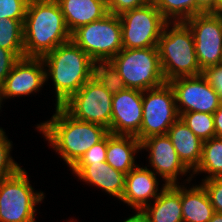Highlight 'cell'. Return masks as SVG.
<instances>
[{
    "label": "cell",
    "mask_w": 222,
    "mask_h": 222,
    "mask_svg": "<svg viewBox=\"0 0 222 222\" xmlns=\"http://www.w3.org/2000/svg\"><path fill=\"white\" fill-rule=\"evenodd\" d=\"M202 75L222 101V63L206 67L202 70Z\"/></svg>",
    "instance_id": "obj_32"
},
{
    "label": "cell",
    "mask_w": 222,
    "mask_h": 222,
    "mask_svg": "<svg viewBox=\"0 0 222 222\" xmlns=\"http://www.w3.org/2000/svg\"><path fill=\"white\" fill-rule=\"evenodd\" d=\"M29 0H0V18L25 19Z\"/></svg>",
    "instance_id": "obj_29"
},
{
    "label": "cell",
    "mask_w": 222,
    "mask_h": 222,
    "mask_svg": "<svg viewBox=\"0 0 222 222\" xmlns=\"http://www.w3.org/2000/svg\"><path fill=\"white\" fill-rule=\"evenodd\" d=\"M150 169L139 164L125 175V190L121 201L131 206V209H144L152 203L167 185L163 183L159 190V179ZM153 199V200H152Z\"/></svg>",
    "instance_id": "obj_16"
},
{
    "label": "cell",
    "mask_w": 222,
    "mask_h": 222,
    "mask_svg": "<svg viewBox=\"0 0 222 222\" xmlns=\"http://www.w3.org/2000/svg\"><path fill=\"white\" fill-rule=\"evenodd\" d=\"M192 31L197 62L201 70L222 63V17L211 12L184 21Z\"/></svg>",
    "instance_id": "obj_11"
},
{
    "label": "cell",
    "mask_w": 222,
    "mask_h": 222,
    "mask_svg": "<svg viewBox=\"0 0 222 222\" xmlns=\"http://www.w3.org/2000/svg\"><path fill=\"white\" fill-rule=\"evenodd\" d=\"M93 76L112 94L126 89L123 78L110 61H95Z\"/></svg>",
    "instance_id": "obj_26"
},
{
    "label": "cell",
    "mask_w": 222,
    "mask_h": 222,
    "mask_svg": "<svg viewBox=\"0 0 222 222\" xmlns=\"http://www.w3.org/2000/svg\"><path fill=\"white\" fill-rule=\"evenodd\" d=\"M141 151V142L132 135L108 133L106 162L116 170L127 174L138 164L135 155Z\"/></svg>",
    "instance_id": "obj_22"
},
{
    "label": "cell",
    "mask_w": 222,
    "mask_h": 222,
    "mask_svg": "<svg viewBox=\"0 0 222 222\" xmlns=\"http://www.w3.org/2000/svg\"><path fill=\"white\" fill-rule=\"evenodd\" d=\"M208 12L216 14V0H197V14Z\"/></svg>",
    "instance_id": "obj_35"
},
{
    "label": "cell",
    "mask_w": 222,
    "mask_h": 222,
    "mask_svg": "<svg viewBox=\"0 0 222 222\" xmlns=\"http://www.w3.org/2000/svg\"><path fill=\"white\" fill-rule=\"evenodd\" d=\"M2 102H3V100H2V94H1V88H0V110H1V107H2L1 105H3Z\"/></svg>",
    "instance_id": "obj_40"
},
{
    "label": "cell",
    "mask_w": 222,
    "mask_h": 222,
    "mask_svg": "<svg viewBox=\"0 0 222 222\" xmlns=\"http://www.w3.org/2000/svg\"><path fill=\"white\" fill-rule=\"evenodd\" d=\"M46 82L52 80L56 104L61 106L93 76L94 61L72 40L41 57Z\"/></svg>",
    "instance_id": "obj_3"
},
{
    "label": "cell",
    "mask_w": 222,
    "mask_h": 222,
    "mask_svg": "<svg viewBox=\"0 0 222 222\" xmlns=\"http://www.w3.org/2000/svg\"><path fill=\"white\" fill-rule=\"evenodd\" d=\"M143 91L126 88L112 97V116L109 133L136 136L143 117Z\"/></svg>",
    "instance_id": "obj_15"
},
{
    "label": "cell",
    "mask_w": 222,
    "mask_h": 222,
    "mask_svg": "<svg viewBox=\"0 0 222 222\" xmlns=\"http://www.w3.org/2000/svg\"><path fill=\"white\" fill-rule=\"evenodd\" d=\"M69 170L83 182L102 189L108 195L121 200L125 190V175L106 161L92 164H74Z\"/></svg>",
    "instance_id": "obj_17"
},
{
    "label": "cell",
    "mask_w": 222,
    "mask_h": 222,
    "mask_svg": "<svg viewBox=\"0 0 222 222\" xmlns=\"http://www.w3.org/2000/svg\"><path fill=\"white\" fill-rule=\"evenodd\" d=\"M153 202L143 209L150 222H183L179 183L166 185Z\"/></svg>",
    "instance_id": "obj_21"
},
{
    "label": "cell",
    "mask_w": 222,
    "mask_h": 222,
    "mask_svg": "<svg viewBox=\"0 0 222 222\" xmlns=\"http://www.w3.org/2000/svg\"><path fill=\"white\" fill-rule=\"evenodd\" d=\"M44 198V192H35L28 173L20 168L0 179V222H36V204Z\"/></svg>",
    "instance_id": "obj_6"
},
{
    "label": "cell",
    "mask_w": 222,
    "mask_h": 222,
    "mask_svg": "<svg viewBox=\"0 0 222 222\" xmlns=\"http://www.w3.org/2000/svg\"><path fill=\"white\" fill-rule=\"evenodd\" d=\"M23 33L25 57L41 58L71 40L56 0H29Z\"/></svg>",
    "instance_id": "obj_2"
},
{
    "label": "cell",
    "mask_w": 222,
    "mask_h": 222,
    "mask_svg": "<svg viewBox=\"0 0 222 222\" xmlns=\"http://www.w3.org/2000/svg\"><path fill=\"white\" fill-rule=\"evenodd\" d=\"M208 222H222V213L215 212Z\"/></svg>",
    "instance_id": "obj_38"
},
{
    "label": "cell",
    "mask_w": 222,
    "mask_h": 222,
    "mask_svg": "<svg viewBox=\"0 0 222 222\" xmlns=\"http://www.w3.org/2000/svg\"><path fill=\"white\" fill-rule=\"evenodd\" d=\"M215 124V137L222 138V102L219 108L213 113Z\"/></svg>",
    "instance_id": "obj_36"
},
{
    "label": "cell",
    "mask_w": 222,
    "mask_h": 222,
    "mask_svg": "<svg viewBox=\"0 0 222 222\" xmlns=\"http://www.w3.org/2000/svg\"><path fill=\"white\" fill-rule=\"evenodd\" d=\"M191 173L192 178L200 173L208 174L202 180L222 178V138L212 137L203 141L200 163Z\"/></svg>",
    "instance_id": "obj_23"
},
{
    "label": "cell",
    "mask_w": 222,
    "mask_h": 222,
    "mask_svg": "<svg viewBox=\"0 0 222 222\" xmlns=\"http://www.w3.org/2000/svg\"><path fill=\"white\" fill-rule=\"evenodd\" d=\"M110 62L123 78L126 88L145 91L166 83L158 47L122 49Z\"/></svg>",
    "instance_id": "obj_5"
},
{
    "label": "cell",
    "mask_w": 222,
    "mask_h": 222,
    "mask_svg": "<svg viewBox=\"0 0 222 222\" xmlns=\"http://www.w3.org/2000/svg\"><path fill=\"white\" fill-rule=\"evenodd\" d=\"M148 0H106L108 13L120 15L145 5Z\"/></svg>",
    "instance_id": "obj_33"
},
{
    "label": "cell",
    "mask_w": 222,
    "mask_h": 222,
    "mask_svg": "<svg viewBox=\"0 0 222 222\" xmlns=\"http://www.w3.org/2000/svg\"><path fill=\"white\" fill-rule=\"evenodd\" d=\"M18 60L19 58L12 51L0 47V86Z\"/></svg>",
    "instance_id": "obj_34"
},
{
    "label": "cell",
    "mask_w": 222,
    "mask_h": 222,
    "mask_svg": "<svg viewBox=\"0 0 222 222\" xmlns=\"http://www.w3.org/2000/svg\"><path fill=\"white\" fill-rule=\"evenodd\" d=\"M222 13V0H216V14Z\"/></svg>",
    "instance_id": "obj_39"
},
{
    "label": "cell",
    "mask_w": 222,
    "mask_h": 222,
    "mask_svg": "<svg viewBox=\"0 0 222 222\" xmlns=\"http://www.w3.org/2000/svg\"><path fill=\"white\" fill-rule=\"evenodd\" d=\"M157 47L166 82L202 74L196 58L192 31L184 21L167 22Z\"/></svg>",
    "instance_id": "obj_4"
},
{
    "label": "cell",
    "mask_w": 222,
    "mask_h": 222,
    "mask_svg": "<svg viewBox=\"0 0 222 222\" xmlns=\"http://www.w3.org/2000/svg\"><path fill=\"white\" fill-rule=\"evenodd\" d=\"M206 189L215 212L222 213V178H211L200 182Z\"/></svg>",
    "instance_id": "obj_31"
},
{
    "label": "cell",
    "mask_w": 222,
    "mask_h": 222,
    "mask_svg": "<svg viewBox=\"0 0 222 222\" xmlns=\"http://www.w3.org/2000/svg\"><path fill=\"white\" fill-rule=\"evenodd\" d=\"M108 134L97 144L93 145L75 164H92L105 162L107 155Z\"/></svg>",
    "instance_id": "obj_30"
},
{
    "label": "cell",
    "mask_w": 222,
    "mask_h": 222,
    "mask_svg": "<svg viewBox=\"0 0 222 222\" xmlns=\"http://www.w3.org/2000/svg\"><path fill=\"white\" fill-rule=\"evenodd\" d=\"M123 49L157 47L161 33L168 22L153 1L119 15Z\"/></svg>",
    "instance_id": "obj_8"
},
{
    "label": "cell",
    "mask_w": 222,
    "mask_h": 222,
    "mask_svg": "<svg viewBox=\"0 0 222 222\" xmlns=\"http://www.w3.org/2000/svg\"><path fill=\"white\" fill-rule=\"evenodd\" d=\"M168 22L185 21L197 15V0H153Z\"/></svg>",
    "instance_id": "obj_25"
},
{
    "label": "cell",
    "mask_w": 222,
    "mask_h": 222,
    "mask_svg": "<svg viewBox=\"0 0 222 222\" xmlns=\"http://www.w3.org/2000/svg\"><path fill=\"white\" fill-rule=\"evenodd\" d=\"M46 83L42 58H20L0 86L2 100L38 93Z\"/></svg>",
    "instance_id": "obj_14"
},
{
    "label": "cell",
    "mask_w": 222,
    "mask_h": 222,
    "mask_svg": "<svg viewBox=\"0 0 222 222\" xmlns=\"http://www.w3.org/2000/svg\"><path fill=\"white\" fill-rule=\"evenodd\" d=\"M168 83L173 89L179 116L185 112L213 114L222 102L202 74L179 77Z\"/></svg>",
    "instance_id": "obj_12"
},
{
    "label": "cell",
    "mask_w": 222,
    "mask_h": 222,
    "mask_svg": "<svg viewBox=\"0 0 222 222\" xmlns=\"http://www.w3.org/2000/svg\"><path fill=\"white\" fill-rule=\"evenodd\" d=\"M187 127L202 141L215 137L214 116L209 113L185 112L180 115Z\"/></svg>",
    "instance_id": "obj_27"
},
{
    "label": "cell",
    "mask_w": 222,
    "mask_h": 222,
    "mask_svg": "<svg viewBox=\"0 0 222 222\" xmlns=\"http://www.w3.org/2000/svg\"><path fill=\"white\" fill-rule=\"evenodd\" d=\"M36 128L70 168L109 133L102 125L73 118L61 106H55L51 118Z\"/></svg>",
    "instance_id": "obj_1"
},
{
    "label": "cell",
    "mask_w": 222,
    "mask_h": 222,
    "mask_svg": "<svg viewBox=\"0 0 222 222\" xmlns=\"http://www.w3.org/2000/svg\"><path fill=\"white\" fill-rule=\"evenodd\" d=\"M71 40L94 62L110 61L123 49L120 17L108 13L102 19L76 29Z\"/></svg>",
    "instance_id": "obj_7"
},
{
    "label": "cell",
    "mask_w": 222,
    "mask_h": 222,
    "mask_svg": "<svg viewBox=\"0 0 222 222\" xmlns=\"http://www.w3.org/2000/svg\"><path fill=\"white\" fill-rule=\"evenodd\" d=\"M148 151L149 164L153 172L167 185L178 184V177L186 176L190 170L180 160L167 134L153 135L141 141V150Z\"/></svg>",
    "instance_id": "obj_13"
},
{
    "label": "cell",
    "mask_w": 222,
    "mask_h": 222,
    "mask_svg": "<svg viewBox=\"0 0 222 222\" xmlns=\"http://www.w3.org/2000/svg\"><path fill=\"white\" fill-rule=\"evenodd\" d=\"M143 117L140 132L135 136L140 142L153 135H165L180 117L175 95L168 82L143 91Z\"/></svg>",
    "instance_id": "obj_9"
},
{
    "label": "cell",
    "mask_w": 222,
    "mask_h": 222,
    "mask_svg": "<svg viewBox=\"0 0 222 222\" xmlns=\"http://www.w3.org/2000/svg\"><path fill=\"white\" fill-rule=\"evenodd\" d=\"M24 20L0 18V47L12 51L19 59L25 57Z\"/></svg>",
    "instance_id": "obj_24"
},
{
    "label": "cell",
    "mask_w": 222,
    "mask_h": 222,
    "mask_svg": "<svg viewBox=\"0 0 222 222\" xmlns=\"http://www.w3.org/2000/svg\"><path fill=\"white\" fill-rule=\"evenodd\" d=\"M12 146V141L8 139L6 132L0 127V179L13 175L21 168L20 164L15 162L10 155Z\"/></svg>",
    "instance_id": "obj_28"
},
{
    "label": "cell",
    "mask_w": 222,
    "mask_h": 222,
    "mask_svg": "<svg viewBox=\"0 0 222 222\" xmlns=\"http://www.w3.org/2000/svg\"><path fill=\"white\" fill-rule=\"evenodd\" d=\"M133 216H129L123 222H150V219L143 209H136Z\"/></svg>",
    "instance_id": "obj_37"
},
{
    "label": "cell",
    "mask_w": 222,
    "mask_h": 222,
    "mask_svg": "<svg viewBox=\"0 0 222 222\" xmlns=\"http://www.w3.org/2000/svg\"><path fill=\"white\" fill-rule=\"evenodd\" d=\"M167 135L182 163L193 172L200 163L203 141L187 127L180 117L169 128Z\"/></svg>",
    "instance_id": "obj_19"
},
{
    "label": "cell",
    "mask_w": 222,
    "mask_h": 222,
    "mask_svg": "<svg viewBox=\"0 0 222 222\" xmlns=\"http://www.w3.org/2000/svg\"><path fill=\"white\" fill-rule=\"evenodd\" d=\"M69 32L102 19L108 14L106 0H56Z\"/></svg>",
    "instance_id": "obj_18"
},
{
    "label": "cell",
    "mask_w": 222,
    "mask_h": 222,
    "mask_svg": "<svg viewBox=\"0 0 222 222\" xmlns=\"http://www.w3.org/2000/svg\"><path fill=\"white\" fill-rule=\"evenodd\" d=\"M181 184V207L183 222H208L215 213L204 186L192 185L190 188L182 184H190L192 177Z\"/></svg>",
    "instance_id": "obj_20"
},
{
    "label": "cell",
    "mask_w": 222,
    "mask_h": 222,
    "mask_svg": "<svg viewBox=\"0 0 222 222\" xmlns=\"http://www.w3.org/2000/svg\"><path fill=\"white\" fill-rule=\"evenodd\" d=\"M112 97L113 94L108 92L92 76L61 107L73 118L102 125L109 131L112 116Z\"/></svg>",
    "instance_id": "obj_10"
}]
</instances>
